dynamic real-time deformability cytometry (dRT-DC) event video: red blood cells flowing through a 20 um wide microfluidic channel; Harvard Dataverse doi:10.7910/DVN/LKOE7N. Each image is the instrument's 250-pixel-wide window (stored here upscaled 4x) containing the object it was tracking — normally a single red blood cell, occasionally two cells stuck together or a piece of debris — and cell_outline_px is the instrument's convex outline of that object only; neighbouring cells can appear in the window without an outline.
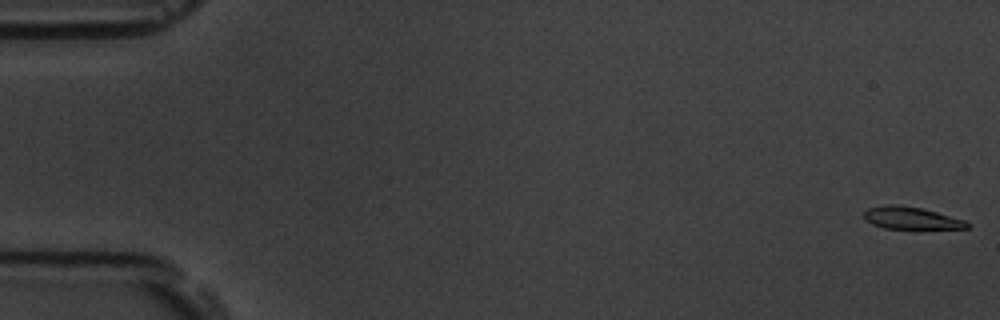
{"species": "common noctule bat (a hibernating species)", "species_latin": "Nyctalus noctula", "temperature_condition": "room temperature", "stored_images_in_passage": 6, "camera_frame_rate_fps": 3000, "um_per_image_px": 0.085, "animal": {"sex": "male", "body_mass_g": 19.5, "forearm_length_mm": 54.6}, "frame": {"image": 1, "passage_image": 1, "time_ms": 0.0, "image_size_px": [1000, 320], "cell_outline_px": [[968, 228], [884, 228], [872, 224], [864, 220], [864, 212], [868, 208], [884, 204], [896, 204], [920, 208], [936, 212], [964, 220], [968, 224]], "centroid_in_image_um": [77.36, 18.52], "position_along_channel_um": 7.6, "area_um2": 13.12}}
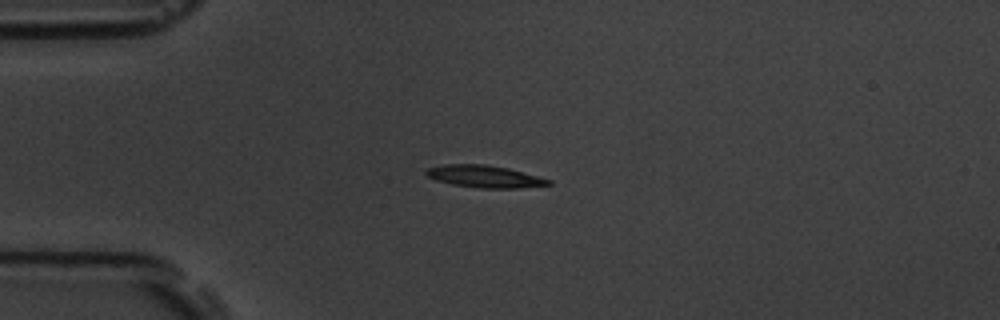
{"frame": {"image": 2, "passage_image": 5, "time_ms": 4.667, "image_size_px": [1000, 320], "cell_outline_px": [[552, 184], [520, 188], [480, 188], [452, 184], [436, 180], [428, 176], [424, 172], [428, 168], [444, 164], [484, 164], [508, 168], [552, 180]], "centroid_in_image_um": [41.19, 15.0], "position_along_channel_um": 43.8, "area_um2": 15.72}}